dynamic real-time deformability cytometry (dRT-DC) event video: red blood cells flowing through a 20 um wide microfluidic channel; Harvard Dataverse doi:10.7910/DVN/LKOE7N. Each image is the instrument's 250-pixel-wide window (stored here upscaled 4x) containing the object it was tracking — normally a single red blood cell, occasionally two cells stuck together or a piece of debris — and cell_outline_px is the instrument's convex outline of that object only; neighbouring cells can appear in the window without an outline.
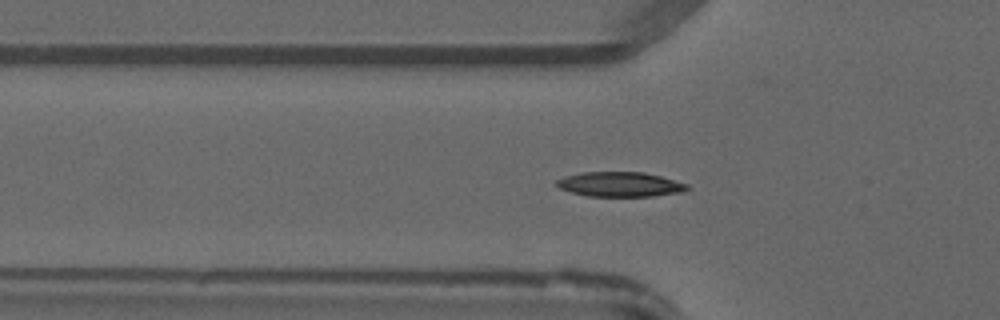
{"species": "common noctule bat (a hibernating species)", "species_latin": "Nyctalus noctula", "temperature_condition": "warm", "stored_images_in_passage": 35, "camera_frame_rate_fps": 3000, "um_per_image_px": 0.085, "animal": {"sex": "male", "forearm_length_mm": 52.5}, "frame": {"image": 1, "passage_image": 3, "time_ms": 0.667, "image_size_px": [1000, 320], "cell_outline_px": [[692, 188], [684, 192], [652, 196], [588, 196], [572, 192], [560, 188], [552, 184], [556, 180], [564, 176], [580, 172], [644, 172], [660, 176], [688, 184]], "centroid_in_image_um": [52.7, 15.66], "position_along_channel_um": 73.1, "area_um2": 19.02}}
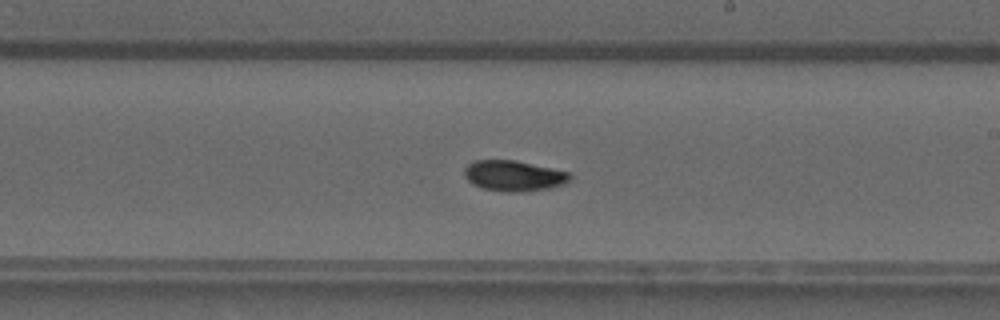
{"frame": {"image": 2, "passage_image": 15, "time_ms": 4.667, "image_size_px": [1000, 320], "cell_outline_px": [[572, 176], [568, 184], [548, 188], [520, 192], [504, 192], [480, 188], [472, 184], [464, 176], [464, 168], [468, 164], [476, 160], [516, 160], [568, 172]], "centroid_in_image_um": [43.66, 14.95], "position_along_channel_um": 245.3, "area_um2": 19.02}}
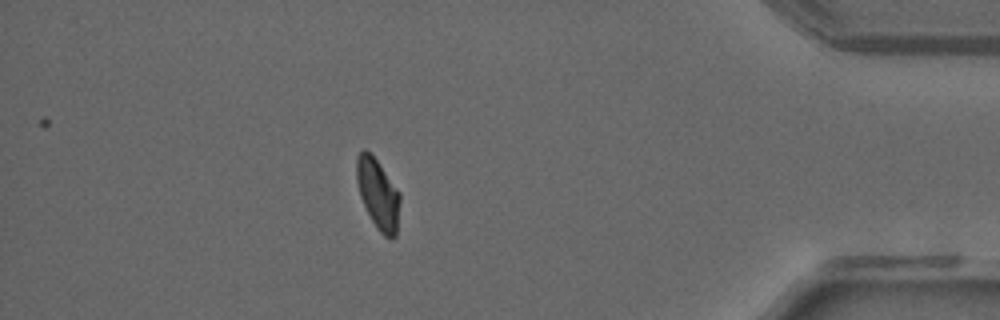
{"frame": {"image": 3, "passage_image": 29, "time_ms": 9.333, "image_size_px": [1000, 320], "cell_outline_px": [[400, 200], [396, 236], [392, 240], [384, 236], [376, 228], [360, 196], [356, 180], [356, 156], [364, 148], [376, 160], [400, 192]], "centroid_in_image_um": [32.13, 16.51], "position_along_channel_um": 403.1, "area_um2": 17.63}}